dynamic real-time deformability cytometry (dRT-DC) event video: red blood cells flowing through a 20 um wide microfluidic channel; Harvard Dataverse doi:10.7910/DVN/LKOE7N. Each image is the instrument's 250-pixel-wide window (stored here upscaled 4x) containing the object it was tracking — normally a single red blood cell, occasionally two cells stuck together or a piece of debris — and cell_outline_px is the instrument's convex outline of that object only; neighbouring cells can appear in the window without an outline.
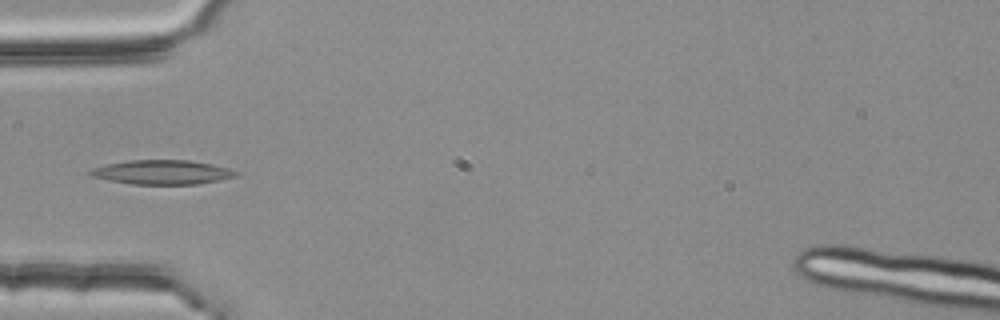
{"species": "common noctule bat (a hibernating species)", "species_latin": "Nyctalus noctula", "temperature_condition": "room temperature", "stored_images_in_passage": 4, "camera_frame_rate_fps": 3000, "um_per_image_px": 0.085, "animal": {"sex": "female", "body_mass_g": 25.1}, "frame": {"image": 1, "passage_image": 4, "time_ms": 1.0, "image_size_px": [1000, 320], "cell_outline_px": [[240, 172], [236, 176], [220, 180], [196, 184], [132, 184], [108, 180], [92, 176], [88, 172], [92, 168], [108, 164], [128, 160], [188, 160], [212, 164], [228, 168]], "centroid_in_image_um": [13.8, 14.63], "position_along_channel_um": 71.2, "area_um2": 20.52}}